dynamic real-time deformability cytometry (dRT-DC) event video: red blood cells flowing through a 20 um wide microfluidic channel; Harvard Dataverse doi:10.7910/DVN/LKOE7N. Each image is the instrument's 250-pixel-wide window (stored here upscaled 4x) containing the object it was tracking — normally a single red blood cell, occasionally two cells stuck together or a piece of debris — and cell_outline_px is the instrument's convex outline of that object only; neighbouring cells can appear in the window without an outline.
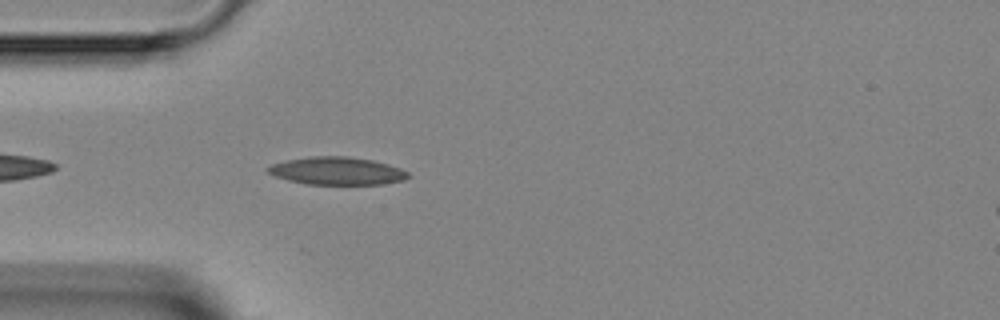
{"species": "Egyptian fruit bat (a non-hibernating species)", "species_latin": "Rousettus aegyptiacus", "temperature_condition": "room temperature", "stored_images_in_passage": 4, "camera_frame_rate_fps": 3000, "um_per_image_px": 0.085, "animal": {"sex": "female"}, "frame": {"image": 1, "passage_image": 4, "time_ms": 4.333, "image_size_px": [1000, 320], "cell_outline_px": [[408, 176], [404, 180], [384, 184], [308, 184], [288, 180], [276, 176], [268, 172], [264, 168], [272, 164], [288, 160], [312, 156], [348, 156], [372, 160], [388, 164], [400, 168], [408, 172]], "centroid_in_image_um": [28.64, 14.52], "position_along_channel_um": 56.4, "area_um2": 22.54}}